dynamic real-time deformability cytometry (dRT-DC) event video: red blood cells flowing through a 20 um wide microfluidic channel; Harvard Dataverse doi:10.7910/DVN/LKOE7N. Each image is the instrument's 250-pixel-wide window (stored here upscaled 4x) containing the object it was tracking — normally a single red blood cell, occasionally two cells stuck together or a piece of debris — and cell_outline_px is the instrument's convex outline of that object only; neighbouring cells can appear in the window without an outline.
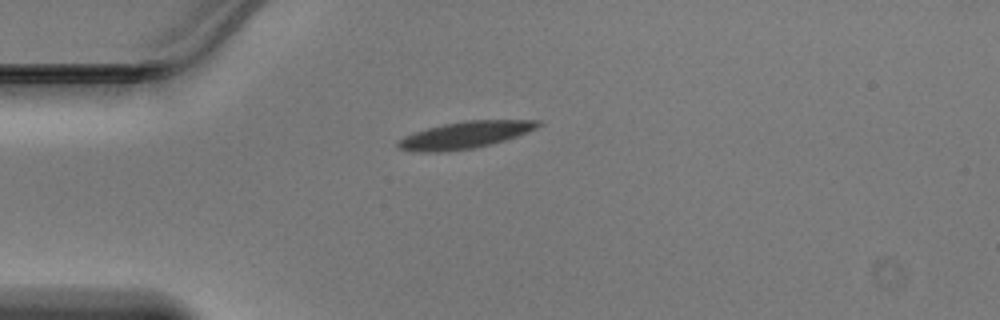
{"species": "Egyptian fruit bat (a non-hibernating species)", "species_latin": "Rousettus aegyptiacus", "temperature_condition": "warm", "stored_images_in_passage": 36, "camera_frame_rate_fps": 3000, "um_per_image_px": 0.085, "animal": {"sex": "male"}, "frame": {"image": 1, "passage_image": 1, "time_ms": 0.0, "image_size_px": [1000, 320], "cell_outline_px": [[544, 124], [536, 128], [516, 136], [504, 140], [472, 148], [436, 152], [420, 152], [400, 148], [396, 144], [404, 136], [428, 128], [444, 124], [464, 120], [540, 120]], "centroid_in_image_um": [39.56, 11.45], "position_along_channel_um": 45.4, "area_um2": 21.5}}
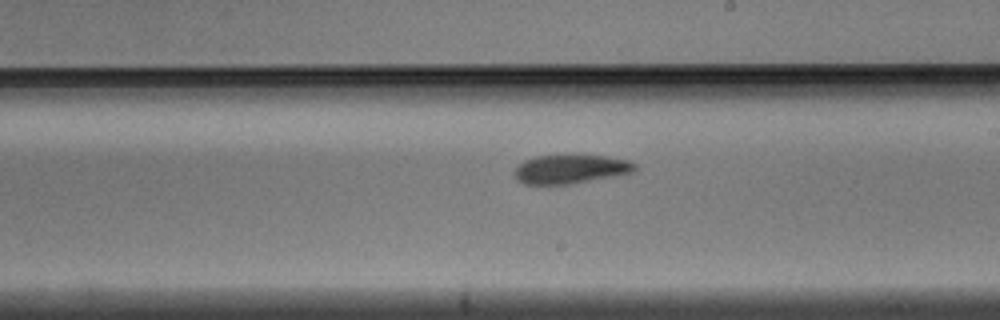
{"frame": {"image": 2, "passage_image": 16, "time_ms": 5.0, "image_size_px": [1000, 320], "cell_outline_px": [[636, 168], [632, 172], [612, 176], [568, 184], [524, 184], [516, 180], [516, 168], [524, 160], [536, 156], [576, 152], [604, 156], [628, 160], [636, 164]], "centroid_in_image_um": [48.48, 14.32], "position_along_channel_um": 240.5, "area_um2": 20.69}}
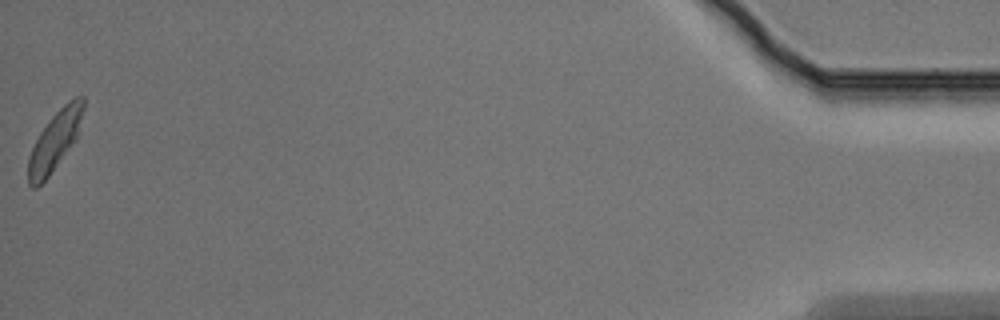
{"frame": {"image": 3, "passage_image": 36, "time_ms": 11.667, "image_size_px": [1000, 320], "cell_outline_px": [[84, 108], [80, 132], [76, 140], [48, 176], [36, 188], [32, 188], [28, 184], [28, 156], [40, 132], [52, 116], [68, 100], [76, 96], [84, 96]], "centroid_in_image_um": [4.69, 11.94], "position_along_channel_um": 430.5, "area_um2": 19.02}}